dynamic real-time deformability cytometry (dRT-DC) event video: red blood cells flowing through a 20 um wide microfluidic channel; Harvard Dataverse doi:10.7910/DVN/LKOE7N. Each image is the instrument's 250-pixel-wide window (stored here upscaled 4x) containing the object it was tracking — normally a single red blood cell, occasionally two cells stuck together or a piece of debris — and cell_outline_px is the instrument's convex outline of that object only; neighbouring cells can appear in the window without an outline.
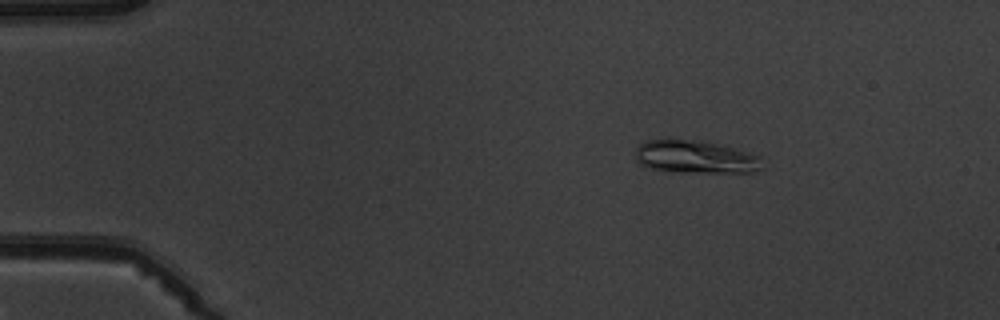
{"species": "common noctule bat (a hibernating species)", "species_latin": "Nyctalus noctula", "temperature_condition": "warm", "stored_images_in_passage": 4, "camera_frame_rate_fps": 3000, "um_per_image_px": 0.085, "animal": {"sex": "male", "body_mass_g": 19.5, "forearm_length_mm": 54.6}, "frame": {"image": 1, "passage_image": 2, "time_ms": 1.0, "image_size_px": [1000, 320], "cell_outline_px": [[764, 168], [756, 172], [668, 172], [648, 168], [640, 164], [636, 160], [636, 148], [644, 140], [668, 136], [704, 140], [760, 156]], "centroid_in_image_um": [59.03, 13.3], "position_along_channel_um": 26.0, "area_um2": 25.32}}